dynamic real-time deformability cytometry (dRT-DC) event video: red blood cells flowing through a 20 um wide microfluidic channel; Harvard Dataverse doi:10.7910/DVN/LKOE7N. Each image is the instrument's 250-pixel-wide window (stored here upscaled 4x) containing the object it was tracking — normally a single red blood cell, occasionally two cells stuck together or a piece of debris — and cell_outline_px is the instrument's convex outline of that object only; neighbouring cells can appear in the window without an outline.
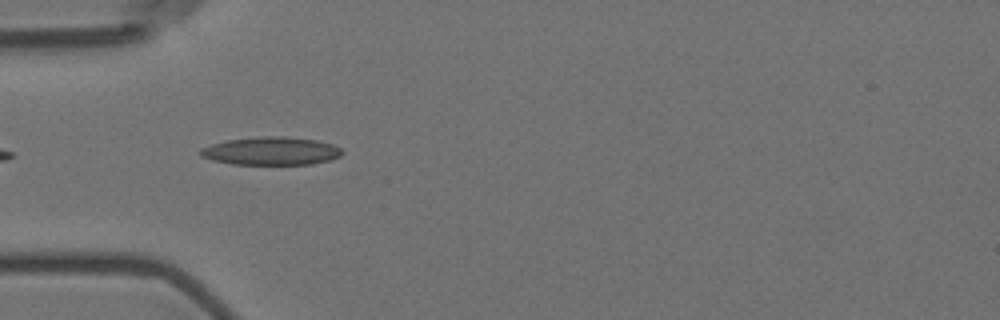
{"species": "Egyptian fruit bat (a non-hibernating species)", "species_latin": "Rousettus aegyptiacus", "temperature_condition": "room temperature", "stored_images_in_passage": 6, "camera_frame_rate_fps": 3000, "um_per_image_px": 0.085, "animal": {"sex": "female"}, "frame": {"image": 1, "passage_image": 5, "time_ms": 5.667, "image_size_px": [1000, 320], "cell_outline_px": [[344, 152], [340, 156], [328, 160], [312, 164], [232, 164], [212, 160], [200, 156], [200, 148], [212, 144], [228, 140], [264, 136], [284, 136], [316, 140], [332, 144], [340, 148]], "centroid_in_image_um": [23.04, 12.83], "position_along_channel_um": 62.0, "area_um2": 23.06}}
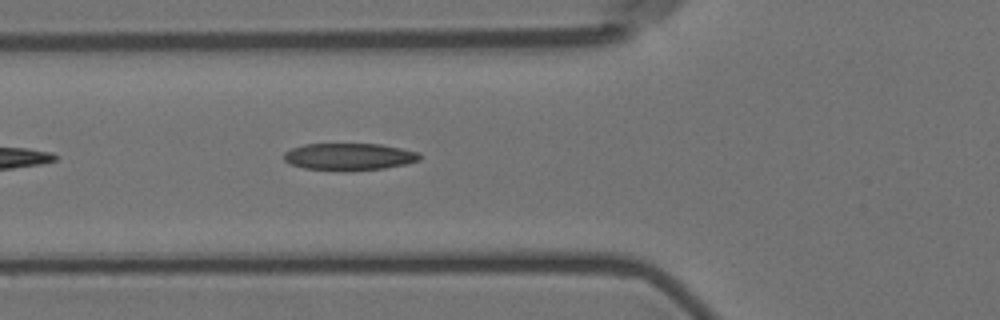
{"frame": {"image": 2, "passage_image": 6, "time_ms": 6.667, "image_size_px": [1000, 320], "cell_outline_px": [[420, 160], [404, 164], [384, 168], [344, 172], [304, 168], [288, 164], [284, 160], [284, 152], [292, 148], [304, 144], [380, 144], [420, 152]], "centroid_in_image_um": [29.64, 13.33], "position_along_channel_um": 96.2, "area_um2": 21.68}}